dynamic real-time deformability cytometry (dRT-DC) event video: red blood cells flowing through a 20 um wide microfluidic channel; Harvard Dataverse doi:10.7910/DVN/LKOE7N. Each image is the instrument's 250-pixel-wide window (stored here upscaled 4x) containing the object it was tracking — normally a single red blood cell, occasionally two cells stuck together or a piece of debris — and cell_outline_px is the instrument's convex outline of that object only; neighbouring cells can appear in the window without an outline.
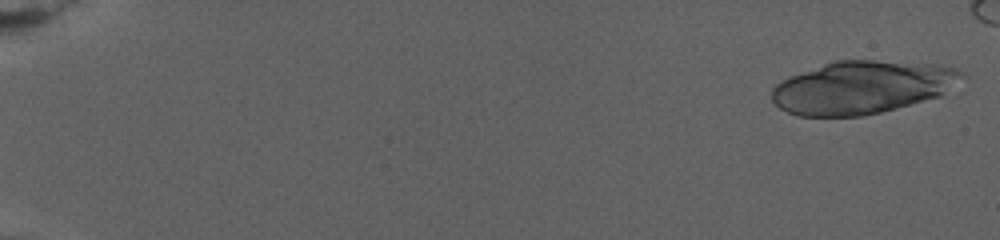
{"species": "human", "species_latin": "Homo sapiens", "temperature_condition": "warm", "stored_images_in_passage": 32, "camera_frame_rate_fps": 3000, "um_per_image_px": 0.085, "donor": {"sex": "female"}, "frame": {"image": 1, "passage_image": 1, "time_ms": 0.0, "image_size_px": [1000, 240], "cell_outline_px": [[968, 88], [964, 92], [864, 116], [796, 116], [780, 108], [772, 100], [772, 88], [780, 80], [788, 76], [836, 60], [872, 60], [940, 64], [956, 68], [964, 72], [968, 76]], "centroid_in_image_um": [73.56, 7.42], "position_along_channel_um": 11.4, "area_um2": 60.86}}
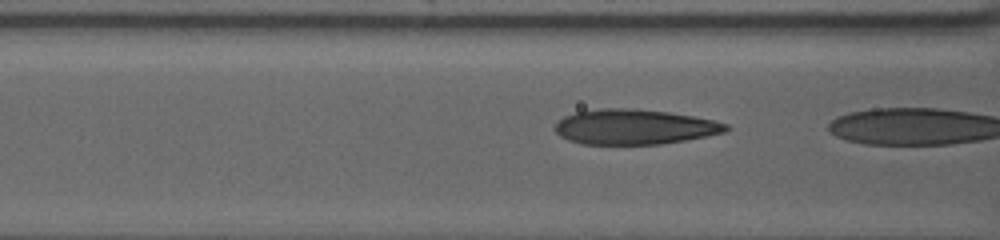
{"frame": {"image": 2, "passage_image": 31, "time_ms": 10.333, "image_size_px": [1000, 240], "cell_outline_px": [[732, 128], [724, 132], [684, 140], [660, 144], [580, 144], [568, 140], [560, 136], [556, 132], [556, 124], [564, 116], [576, 112], [600, 108], [632, 108], [668, 112], [692, 116], [712, 120], [728, 124]], "centroid_in_image_um": [53.91, 10.78], "position_along_channel_um": 112.7, "area_um2": 34.8}}